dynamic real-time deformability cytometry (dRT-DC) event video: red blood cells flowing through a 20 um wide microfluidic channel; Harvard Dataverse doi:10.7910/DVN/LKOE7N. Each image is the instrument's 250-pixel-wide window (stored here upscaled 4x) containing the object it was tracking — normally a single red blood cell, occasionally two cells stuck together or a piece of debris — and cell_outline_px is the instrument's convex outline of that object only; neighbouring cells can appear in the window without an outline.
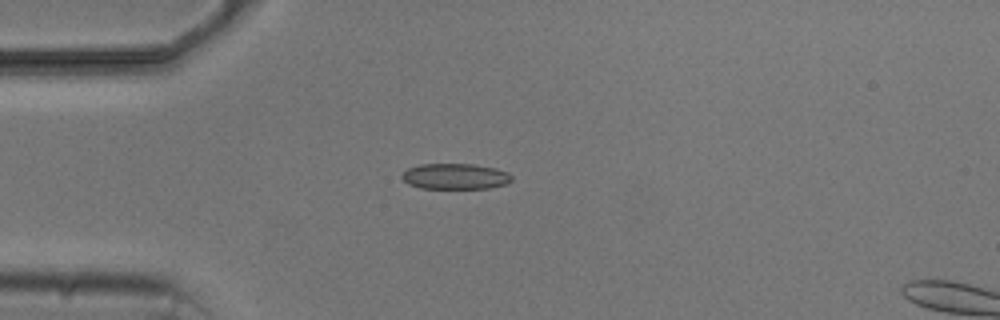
{"species": "common noctule bat (a hibernating species)", "species_latin": "Nyctalus noctula", "temperature_condition": "cold", "stored_images_in_passage": 1, "camera_frame_rate_fps": 3000, "um_per_image_px": 0.085, "animal": {"sex": "male", "body_mass_g": 20.5, "forearm_length_mm": 52.5}, "frame": {"image": 1, "passage_image": 1, "time_ms": 0.0, "image_size_px": [1000, 320], "cell_outline_px": [[512, 180], [508, 184], [488, 188], [420, 188], [408, 184], [400, 176], [408, 168], [420, 164], [472, 164], [496, 168], [508, 172], [512, 176]], "centroid_in_image_um": [38.71, 14.99], "position_along_channel_um": 46.3, "area_um2": 16.53}}